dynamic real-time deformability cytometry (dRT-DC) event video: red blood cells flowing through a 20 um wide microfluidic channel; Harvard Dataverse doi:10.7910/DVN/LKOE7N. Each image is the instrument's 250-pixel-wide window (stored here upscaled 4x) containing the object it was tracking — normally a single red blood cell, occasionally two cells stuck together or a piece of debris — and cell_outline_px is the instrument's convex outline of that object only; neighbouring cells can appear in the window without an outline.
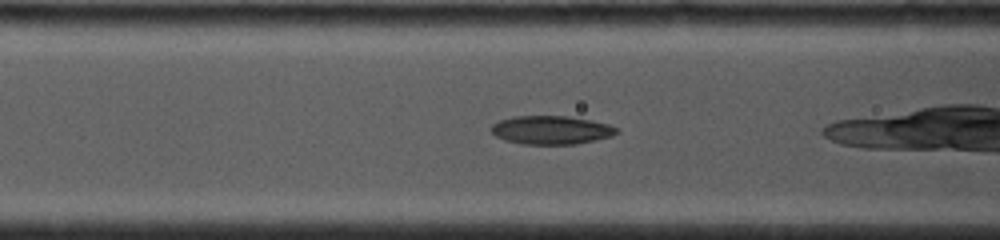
{"species": "common noctule bat (a hibernating species)", "species_latin": "Nyctalus noctula", "temperature_condition": "cold", "stored_images_in_passage": 36, "camera_frame_rate_fps": 4000, "um_per_image_px": 0.085, "animal": {"sex": "female", "body_mass_g": 19.0, "forearm_length_mm": 53.3}, "frame": {"image": 1, "passage_image": 6, "time_ms": 1.5, "image_size_px": [1000, 240], "cell_outline_px": [[620, 132], [612, 136], [596, 140], [576, 144], [520, 144], [504, 140], [496, 136], [492, 132], [492, 124], [500, 120], [512, 116], [568, 116], [592, 120], [608, 124], [620, 128]], "centroid_in_image_um": [46.89, 11.05], "position_along_channel_um": 119.7, "area_um2": 21.04}}
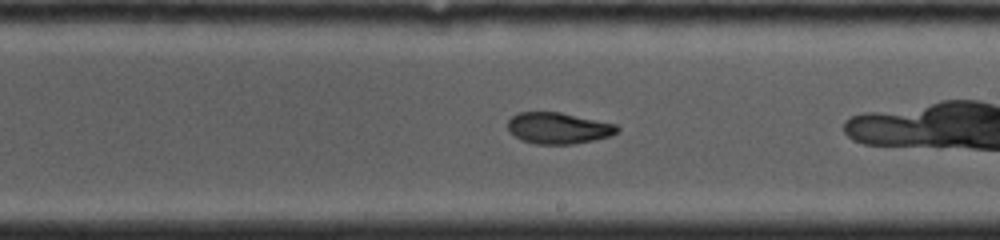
{"frame": {"image": 2, "passage_image": 16, "time_ms": 4.5, "image_size_px": [1000, 240], "cell_outline_px": [[620, 128], [612, 136], [572, 144], [536, 144], [520, 140], [508, 132], [508, 120], [512, 116], [520, 112], [560, 112], [616, 124]], "centroid_in_image_um": [47.43, 10.89], "position_along_channel_um": 241.6, "area_um2": 20.0}, "authors_computed_cell_mechanics": {"area_um2": 20.9236, "velocity_mm_per_s": 4.0724, "shape_relaxation_time_tau1_ms": null, "shape_relaxation_time_tau2_ms": 3.4704, "deformation_change_tau1": null, "deformation_change_tau2": 0.082}}